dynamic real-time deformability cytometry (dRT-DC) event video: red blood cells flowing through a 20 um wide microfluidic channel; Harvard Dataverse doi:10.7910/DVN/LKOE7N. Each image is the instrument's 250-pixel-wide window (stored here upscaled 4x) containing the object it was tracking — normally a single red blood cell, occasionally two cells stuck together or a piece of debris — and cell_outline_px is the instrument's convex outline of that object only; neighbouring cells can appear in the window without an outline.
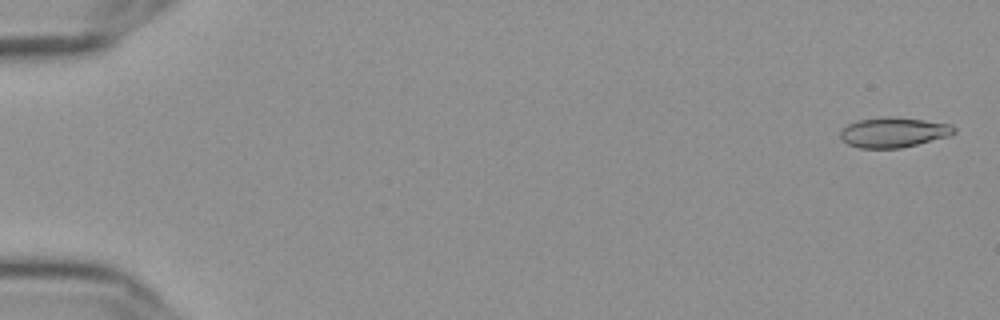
{"species": "Egyptian fruit bat (a non-hibernating species)", "species_latin": "Rousettus aegyptiacus", "temperature_condition": "cold", "stored_images_in_passage": 57, "camera_frame_rate_fps": 3000, "um_per_image_px": 0.085, "frame": {"image": 1, "passage_image": 2, "time_ms": 0.333, "image_size_px": [1000, 320], "cell_outline_px": [[956, 132], [948, 136], [900, 148], [860, 148], [848, 144], [840, 136], [840, 132], [848, 124], [860, 120], [888, 116], [924, 120], [952, 124], [956, 128]], "centroid_in_image_um": [75.97, 11.24], "position_along_channel_um": 9.0, "area_um2": 19.65}}
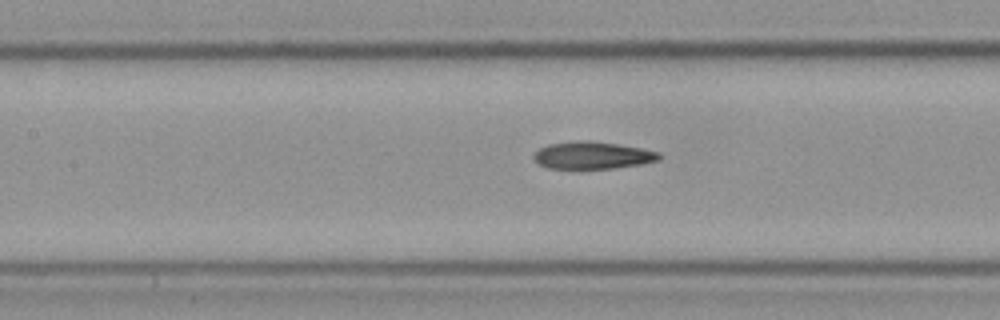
{"frame": {"image": 2, "passage_image": 27, "time_ms": 8.667, "image_size_px": [1000, 320], "cell_outline_px": [[660, 160], [640, 164], [584, 172], [580, 172], [548, 168], [536, 164], [532, 160], [532, 156], [540, 148], [548, 144], [576, 140], [592, 140], [620, 144], [660, 152]], "centroid_in_image_um": [50.27, 13.24], "position_along_channel_um": 157.1, "area_um2": 21.1}}
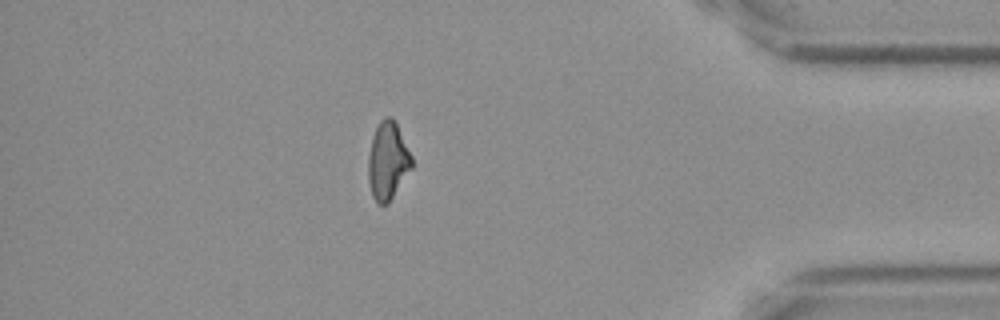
{"frame": {"image": 3, "passage_image": 50, "time_ms": 16.333, "image_size_px": [1000, 320], "cell_outline_px": [[412, 168], [388, 204], [376, 204], [372, 196], [368, 180], [368, 156], [372, 136], [380, 120], [384, 116], [392, 116], [396, 120], [412, 156]], "centroid_in_image_um": [32.96, 13.65], "position_along_channel_um": 402.2, "area_um2": 20.06}, "authors_computed_cell_mechanics": {"area_um2": 20.0566, "velocity_mm_per_s": 3.6407, "shape_relaxation_time_tau1_ms": null, "shape_relaxation_time_tau2_ms": 4.7789, "deformation_change_tau1": null, "deformation_change_tau2": 0.1221}}